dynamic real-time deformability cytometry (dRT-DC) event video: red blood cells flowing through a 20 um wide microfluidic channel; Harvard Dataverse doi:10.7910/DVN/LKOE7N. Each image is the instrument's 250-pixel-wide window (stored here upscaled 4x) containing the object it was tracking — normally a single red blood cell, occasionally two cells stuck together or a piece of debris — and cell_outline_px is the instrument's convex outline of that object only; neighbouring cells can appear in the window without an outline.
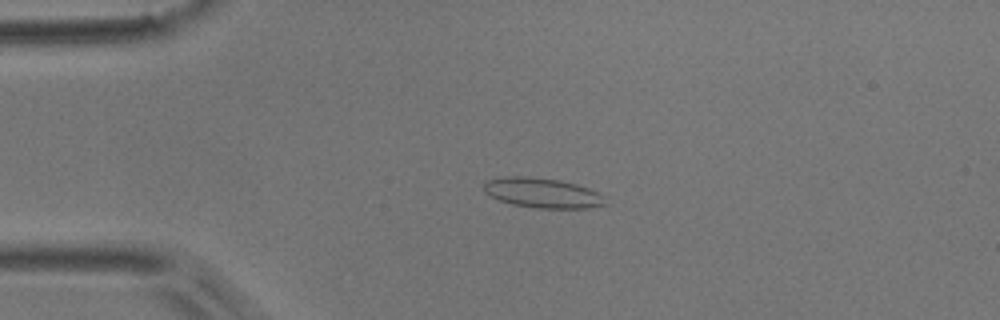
{"species": "common noctule bat (a hibernating species)", "species_latin": "Nyctalus noctula", "temperature_condition": "room temperature", "stored_images_in_passage": 16, "camera_frame_rate_fps": 3000, "um_per_image_px": 0.085, "animal": {"sex": "male", "body_mass_g": 17.9}, "frame": {"image": 1, "passage_image": 7, "time_ms": 2.0, "image_size_px": [1000, 320], "cell_outline_px": [[604, 204], [588, 208], [536, 208], [512, 204], [488, 196], [484, 192], [484, 180], [508, 176], [528, 176], [560, 180], [576, 184], [588, 188], [604, 196]], "centroid_in_image_um": [46.04, 16.39], "position_along_channel_um": 39.0, "area_um2": 21.15}}
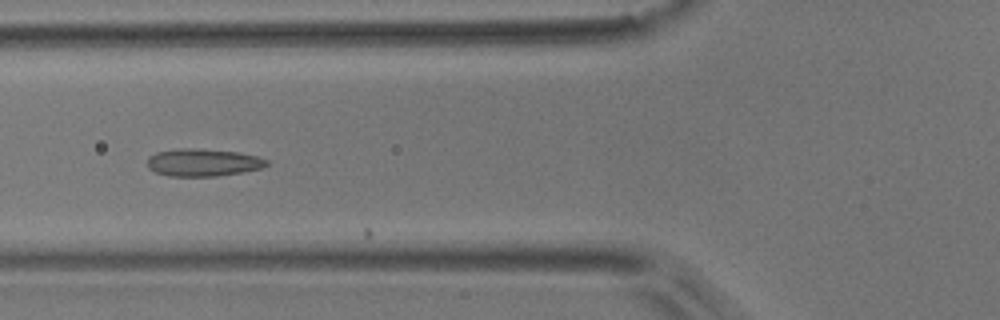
{"frame": {"image": 2, "passage_image": 15, "time_ms": 4.667, "image_size_px": [1000, 320], "cell_outline_px": [[268, 164], [260, 168], [240, 172], [216, 176], [168, 176], [156, 172], [148, 168], [148, 156], [156, 152], [180, 148], [196, 148], [240, 152], [256, 156], [268, 160]], "centroid_in_image_um": [17.23, 13.8], "position_along_channel_um": 108.6, "area_um2": 19.07}}